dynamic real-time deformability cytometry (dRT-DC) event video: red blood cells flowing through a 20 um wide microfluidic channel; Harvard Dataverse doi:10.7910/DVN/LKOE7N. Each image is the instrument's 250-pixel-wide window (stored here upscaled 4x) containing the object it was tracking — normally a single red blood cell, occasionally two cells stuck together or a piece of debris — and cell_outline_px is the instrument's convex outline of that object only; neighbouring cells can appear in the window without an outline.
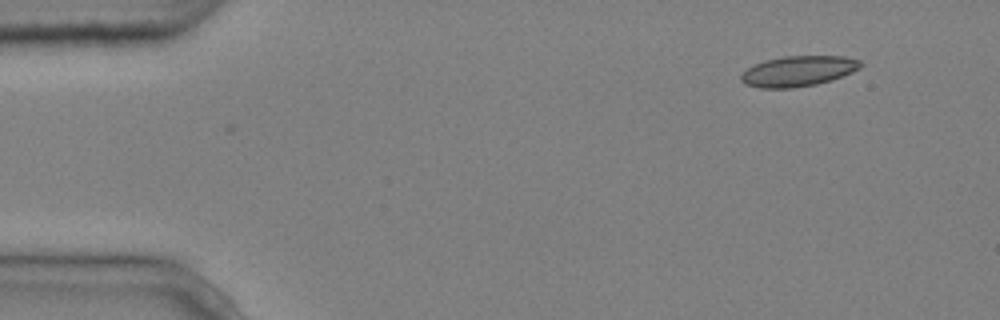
{"species": "common noctule bat (a hibernating species)", "species_latin": "Nyctalus noctula", "temperature_condition": "cold", "stored_images_in_passage": 3, "camera_frame_rate_fps": 3000, "um_per_image_px": 0.085, "animal": {"sex": "male", "body_mass_g": 20.4}, "frame": {"image": 1, "passage_image": 3, "time_ms": 0.667, "image_size_px": [1000, 320], "cell_outline_px": [[864, 64], [860, 68], [852, 72], [832, 80], [816, 84], [792, 88], [760, 88], [744, 84], [740, 80], [740, 76], [748, 68], [764, 60], [784, 56], [844, 56], [860, 60]], "centroid_in_image_um": [67.86, 6.04], "position_along_channel_um": 17.1, "area_um2": 21.27}}